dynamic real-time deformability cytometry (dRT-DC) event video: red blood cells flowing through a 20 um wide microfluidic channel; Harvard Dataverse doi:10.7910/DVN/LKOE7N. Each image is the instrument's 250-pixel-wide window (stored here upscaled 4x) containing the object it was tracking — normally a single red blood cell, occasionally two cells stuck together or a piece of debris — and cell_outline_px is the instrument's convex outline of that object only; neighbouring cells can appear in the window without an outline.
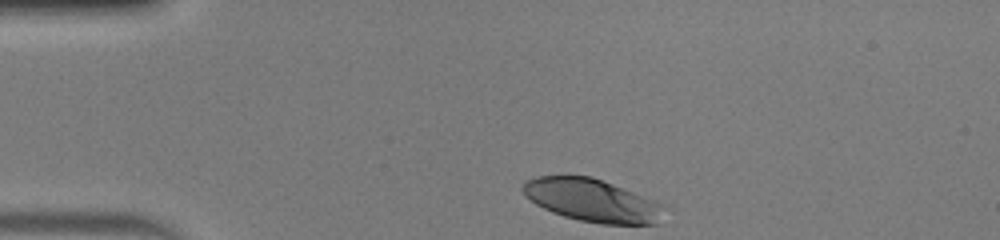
{"species": "human", "species_latin": "Homo sapiens", "temperature_condition": "warm", "stored_images_in_passage": 33, "camera_frame_rate_fps": 3000, "um_per_image_px": 0.085, "donor": {"sex": "male"}, "frame": {"image": 1, "passage_image": 1, "time_ms": 0.0, "image_size_px": [1000, 240], "cell_outline_px": [[672, 208], [656, 224], [600, 224], [580, 220], [564, 216], [552, 212], [536, 204], [520, 188], [524, 180], [536, 176], [592, 176], [664, 204]], "centroid_in_image_um": [50.4, 17.04], "position_along_channel_um": 34.6, "area_um2": 35.43}}
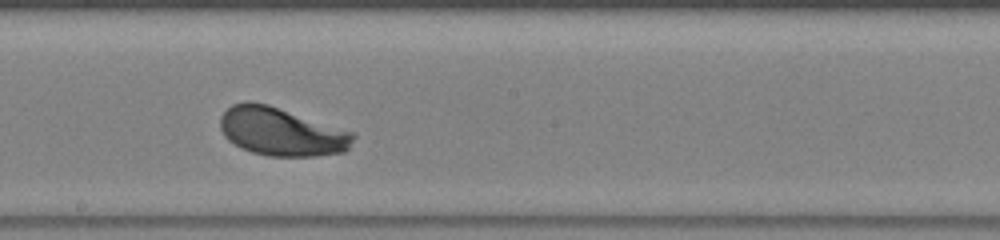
{"frame": {"image": 2, "passage_image": 19, "time_ms": 6.0, "image_size_px": [1000, 240], "cell_outline_px": [[356, 136], [348, 148], [344, 152], [316, 156], [268, 156], [252, 152], [240, 148], [228, 140], [224, 136], [220, 128], [220, 116], [232, 104], [248, 100], [268, 104], [356, 132]], "centroid_in_image_um": [23.92, 11.18], "position_along_channel_um": 224.3, "area_um2": 37.8}}
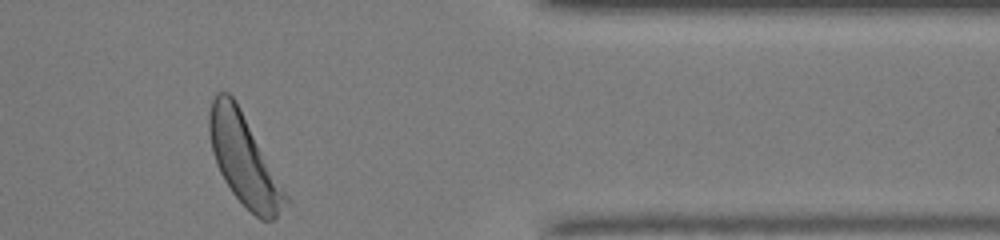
{"frame": {"image": 3, "passage_image": 33, "time_ms": 10.667, "image_size_px": [1000, 240], "cell_outline_px": [[288, 200], [276, 216], [272, 220], [260, 220], [232, 192], [224, 180], [216, 164], [212, 152], [208, 132], [208, 112], [212, 100], [216, 92], [228, 92], [236, 100], [288, 196]], "centroid_in_image_um": [20.69, 13.52], "position_along_channel_um": 390.7, "area_um2": 39.48}, "authors_computed_cell_mechanics": {"area_um2": 36.9342, "velocity_mm_per_s": 4.0072, "shape_relaxation_time_tau1_ms": 2.1478, "shape_relaxation_time_tau2_ms": null, "deformation_change_tau1": 0.1534, "deformation_change_tau2": null}}